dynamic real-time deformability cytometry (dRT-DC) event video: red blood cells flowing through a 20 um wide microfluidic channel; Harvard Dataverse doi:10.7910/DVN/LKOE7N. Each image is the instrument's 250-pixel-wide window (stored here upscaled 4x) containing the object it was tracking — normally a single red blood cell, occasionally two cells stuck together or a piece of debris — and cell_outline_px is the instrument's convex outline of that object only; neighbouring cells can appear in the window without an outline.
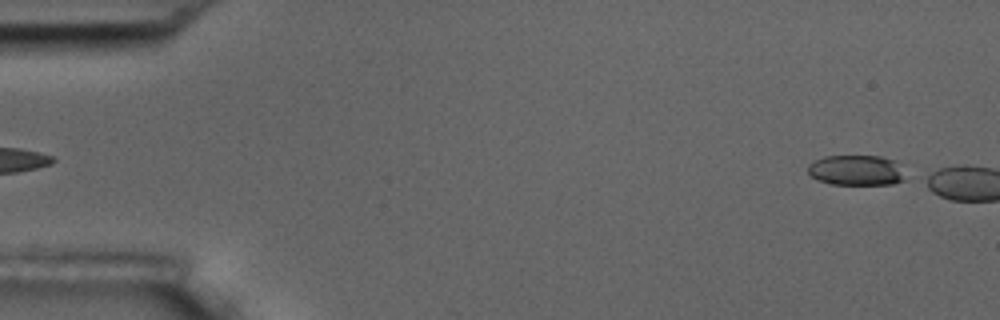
{"species": "common noctule bat (a hibernating species)", "species_latin": "Nyctalus noctula", "temperature_condition": "room temperature", "stored_images_in_passage": 5, "segment_of_instrument_passage": [2, 2], "camera_frame_rate_fps": 3000, "um_per_image_px": 0.085, "animal": {"sex": "male", "body_mass_g": 17.5, "forearm_length_mm": 52.3}, "frame": {"image": 1, "passage_image": 5, "time_ms": 5.667, "image_size_px": [1000, 320], "cell_outline_px": [[908, 180], [892, 184], [832, 184], [816, 180], [808, 172], [808, 164], [824, 156], [880, 156], [896, 160]], "centroid_in_image_um": [72.82, 14.47], "position_along_channel_um": 12.2, "area_um2": 17.4}}